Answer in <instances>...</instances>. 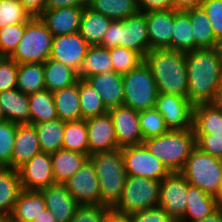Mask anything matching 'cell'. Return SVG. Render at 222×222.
<instances>
[{
	"label": "cell",
	"mask_w": 222,
	"mask_h": 222,
	"mask_svg": "<svg viewBox=\"0 0 222 222\" xmlns=\"http://www.w3.org/2000/svg\"><path fill=\"white\" fill-rule=\"evenodd\" d=\"M16 129V123L0 122V167H11Z\"/></svg>",
	"instance_id": "ee69618b"
},
{
	"label": "cell",
	"mask_w": 222,
	"mask_h": 222,
	"mask_svg": "<svg viewBox=\"0 0 222 222\" xmlns=\"http://www.w3.org/2000/svg\"><path fill=\"white\" fill-rule=\"evenodd\" d=\"M22 191L19 172L11 167H0V216L6 220Z\"/></svg>",
	"instance_id": "484cf974"
},
{
	"label": "cell",
	"mask_w": 222,
	"mask_h": 222,
	"mask_svg": "<svg viewBox=\"0 0 222 222\" xmlns=\"http://www.w3.org/2000/svg\"><path fill=\"white\" fill-rule=\"evenodd\" d=\"M85 80L101 96L107 110L123 105L124 89L122 74L111 71L88 76Z\"/></svg>",
	"instance_id": "d6986e66"
},
{
	"label": "cell",
	"mask_w": 222,
	"mask_h": 222,
	"mask_svg": "<svg viewBox=\"0 0 222 222\" xmlns=\"http://www.w3.org/2000/svg\"><path fill=\"white\" fill-rule=\"evenodd\" d=\"M100 184V205L111 210L121 199L127 178L121 148L89 156Z\"/></svg>",
	"instance_id": "3957f363"
},
{
	"label": "cell",
	"mask_w": 222,
	"mask_h": 222,
	"mask_svg": "<svg viewBox=\"0 0 222 222\" xmlns=\"http://www.w3.org/2000/svg\"><path fill=\"white\" fill-rule=\"evenodd\" d=\"M183 53L195 50V38L189 14L173 9V34L171 45L167 48Z\"/></svg>",
	"instance_id": "1f68e13d"
},
{
	"label": "cell",
	"mask_w": 222,
	"mask_h": 222,
	"mask_svg": "<svg viewBox=\"0 0 222 222\" xmlns=\"http://www.w3.org/2000/svg\"><path fill=\"white\" fill-rule=\"evenodd\" d=\"M188 78L187 98L195 106L211 103L222 83V61L214 49L185 53Z\"/></svg>",
	"instance_id": "6da1fadb"
},
{
	"label": "cell",
	"mask_w": 222,
	"mask_h": 222,
	"mask_svg": "<svg viewBox=\"0 0 222 222\" xmlns=\"http://www.w3.org/2000/svg\"><path fill=\"white\" fill-rule=\"evenodd\" d=\"M198 222H222V210L218 209Z\"/></svg>",
	"instance_id": "680465c9"
},
{
	"label": "cell",
	"mask_w": 222,
	"mask_h": 222,
	"mask_svg": "<svg viewBox=\"0 0 222 222\" xmlns=\"http://www.w3.org/2000/svg\"><path fill=\"white\" fill-rule=\"evenodd\" d=\"M79 99L82 119L108 113L101 96L85 79H79Z\"/></svg>",
	"instance_id": "ab89813d"
},
{
	"label": "cell",
	"mask_w": 222,
	"mask_h": 222,
	"mask_svg": "<svg viewBox=\"0 0 222 222\" xmlns=\"http://www.w3.org/2000/svg\"><path fill=\"white\" fill-rule=\"evenodd\" d=\"M32 222H56L54 215L48 210L41 212Z\"/></svg>",
	"instance_id": "6f0895ef"
},
{
	"label": "cell",
	"mask_w": 222,
	"mask_h": 222,
	"mask_svg": "<svg viewBox=\"0 0 222 222\" xmlns=\"http://www.w3.org/2000/svg\"><path fill=\"white\" fill-rule=\"evenodd\" d=\"M0 105L5 120L16 124L30 123L28 95L17 88L0 92Z\"/></svg>",
	"instance_id": "d4e9b609"
},
{
	"label": "cell",
	"mask_w": 222,
	"mask_h": 222,
	"mask_svg": "<svg viewBox=\"0 0 222 222\" xmlns=\"http://www.w3.org/2000/svg\"><path fill=\"white\" fill-rule=\"evenodd\" d=\"M32 17L19 0H0V28L27 23Z\"/></svg>",
	"instance_id": "b9f144b4"
},
{
	"label": "cell",
	"mask_w": 222,
	"mask_h": 222,
	"mask_svg": "<svg viewBox=\"0 0 222 222\" xmlns=\"http://www.w3.org/2000/svg\"><path fill=\"white\" fill-rule=\"evenodd\" d=\"M139 12H153L174 9L172 0H137Z\"/></svg>",
	"instance_id": "816d5d0a"
},
{
	"label": "cell",
	"mask_w": 222,
	"mask_h": 222,
	"mask_svg": "<svg viewBox=\"0 0 222 222\" xmlns=\"http://www.w3.org/2000/svg\"><path fill=\"white\" fill-rule=\"evenodd\" d=\"M188 201L183 217L178 222H198L218 210L215 197L187 182Z\"/></svg>",
	"instance_id": "603a6c76"
},
{
	"label": "cell",
	"mask_w": 222,
	"mask_h": 222,
	"mask_svg": "<svg viewBox=\"0 0 222 222\" xmlns=\"http://www.w3.org/2000/svg\"><path fill=\"white\" fill-rule=\"evenodd\" d=\"M45 200L40 191L22 190L7 222H32L46 210Z\"/></svg>",
	"instance_id": "cb8c5ba5"
},
{
	"label": "cell",
	"mask_w": 222,
	"mask_h": 222,
	"mask_svg": "<svg viewBox=\"0 0 222 222\" xmlns=\"http://www.w3.org/2000/svg\"><path fill=\"white\" fill-rule=\"evenodd\" d=\"M127 175L162 181L171 172L142 144L121 148Z\"/></svg>",
	"instance_id": "30bf717a"
},
{
	"label": "cell",
	"mask_w": 222,
	"mask_h": 222,
	"mask_svg": "<svg viewBox=\"0 0 222 222\" xmlns=\"http://www.w3.org/2000/svg\"><path fill=\"white\" fill-rule=\"evenodd\" d=\"M159 93L187 97L188 78L185 53L171 49H152L144 57Z\"/></svg>",
	"instance_id": "7a4b0ae2"
},
{
	"label": "cell",
	"mask_w": 222,
	"mask_h": 222,
	"mask_svg": "<svg viewBox=\"0 0 222 222\" xmlns=\"http://www.w3.org/2000/svg\"><path fill=\"white\" fill-rule=\"evenodd\" d=\"M149 36V51L168 48L172 42L173 9L146 12Z\"/></svg>",
	"instance_id": "7402d4cb"
},
{
	"label": "cell",
	"mask_w": 222,
	"mask_h": 222,
	"mask_svg": "<svg viewBox=\"0 0 222 222\" xmlns=\"http://www.w3.org/2000/svg\"><path fill=\"white\" fill-rule=\"evenodd\" d=\"M89 0H46L44 10L60 9L66 7H87Z\"/></svg>",
	"instance_id": "f5cc1de1"
},
{
	"label": "cell",
	"mask_w": 222,
	"mask_h": 222,
	"mask_svg": "<svg viewBox=\"0 0 222 222\" xmlns=\"http://www.w3.org/2000/svg\"><path fill=\"white\" fill-rule=\"evenodd\" d=\"M45 89L54 92L75 84L77 72L71 67L48 58L43 63Z\"/></svg>",
	"instance_id": "f546056e"
},
{
	"label": "cell",
	"mask_w": 222,
	"mask_h": 222,
	"mask_svg": "<svg viewBox=\"0 0 222 222\" xmlns=\"http://www.w3.org/2000/svg\"><path fill=\"white\" fill-rule=\"evenodd\" d=\"M22 190L40 191L55 184L51 154L39 152L18 169Z\"/></svg>",
	"instance_id": "5bb4252c"
},
{
	"label": "cell",
	"mask_w": 222,
	"mask_h": 222,
	"mask_svg": "<svg viewBox=\"0 0 222 222\" xmlns=\"http://www.w3.org/2000/svg\"><path fill=\"white\" fill-rule=\"evenodd\" d=\"M89 46L78 32L57 36L53 38L49 58L64 63L78 72Z\"/></svg>",
	"instance_id": "2e32d148"
},
{
	"label": "cell",
	"mask_w": 222,
	"mask_h": 222,
	"mask_svg": "<svg viewBox=\"0 0 222 222\" xmlns=\"http://www.w3.org/2000/svg\"><path fill=\"white\" fill-rule=\"evenodd\" d=\"M40 192L46 208L54 215L56 222H69L80 206L64 184L55 183L41 189Z\"/></svg>",
	"instance_id": "ac0fdd59"
},
{
	"label": "cell",
	"mask_w": 222,
	"mask_h": 222,
	"mask_svg": "<svg viewBox=\"0 0 222 222\" xmlns=\"http://www.w3.org/2000/svg\"><path fill=\"white\" fill-rule=\"evenodd\" d=\"M111 21L112 19L85 7L80 18L78 33L90 46L100 45Z\"/></svg>",
	"instance_id": "f1b7e54d"
},
{
	"label": "cell",
	"mask_w": 222,
	"mask_h": 222,
	"mask_svg": "<svg viewBox=\"0 0 222 222\" xmlns=\"http://www.w3.org/2000/svg\"><path fill=\"white\" fill-rule=\"evenodd\" d=\"M62 148L86 154L89 157L87 125L85 119L65 122Z\"/></svg>",
	"instance_id": "f35d334b"
},
{
	"label": "cell",
	"mask_w": 222,
	"mask_h": 222,
	"mask_svg": "<svg viewBox=\"0 0 222 222\" xmlns=\"http://www.w3.org/2000/svg\"><path fill=\"white\" fill-rule=\"evenodd\" d=\"M0 222H7L6 219L4 217L0 216Z\"/></svg>",
	"instance_id": "e7e4bbea"
},
{
	"label": "cell",
	"mask_w": 222,
	"mask_h": 222,
	"mask_svg": "<svg viewBox=\"0 0 222 222\" xmlns=\"http://www.w3.org/2000/svg\"><path fill=\"white\" fill-rule=\"evenodd\" d=\"M215 200L217 202L218 209L222 210V186L219 189V192L216 195Z\"/></svg>",
	"instance_id": "6125c7cd"
},
{
	"label": "cell",
	"mask_w": 222,
	"mask_h": 222,
	"mask_svg": "<svg viewBox=\"0 0 222 222\" xmlns=\"http://www.w3.org/2000/svg\"><path fill=\"white\" fill-rule=\"evenodd\" d=\"M196 147L222 160V134H194Z\"/></svg>",
	"instance_id": "c3c4849f"
},
{
	"label": "cell",
	"mask_w": 222,
	"mask_h": 222,
	"mask_svg": "<svg viewBox=\"0 0 222 222\" xmlns=\"http://www.w3.org/2000/svg\"><path fill=\"white\" fill-rule=\"evenodd\" d=\"M105 222H132L129 215L119 214L110 210Z\"/></svg>",
	"instance_id": "9f6ffc18"
},
{
	"label": "cell",
	"mask_w": 222,
	"mask_h": 222,
	"mask_svg": "<svg viewBox=\"0 0 222 222\" xmlns=\"http://www.w3.org/2000/svg\"><path fill=\"white\" fill-rule=\"evenodd\" d=\"M174 10L176 11H187L190 9L201 7L203 0H172Z\"/></svg>",
	"instance_id": "11a10c76"
},
{
	"label": "cell",
	"mask_w": 222,
	"mask_h": 222,
	"mask_svg": "<svg viewBox=\"0 0 222 222\" xmlns=\"http://www.w3.org/2000/svg\"><path fill=\"white\" fill-rule=\"evenodd\" d=\"M89 156L96 152L115 150L118 147L114 125L109 113L85 119Z\"/></svg>",
	"instance_id": "e0dca14e"
},
{
	"label": "cell",
	"mask_w": 222,
	"mask_h": 222,
	"mask_svg": "<svg viewBox=\"0 0 222 222\" xmlns=\"http://www.w3.org/2000/svg\"><path fill=\"white\" fill-rule=\"evenodd\" d=\"M30 123L37 124L58 119L53 92L46 89L28 95Z\"/></svg>",
	"instance_id": "e575fe53"
},
{
	"label": "cell",
	"mask_w": 222,
	"mask_h": 222,
	"mask_svg": "<svg viewBox=\"0 0 222 222\" xmlns=\"http://www.w3.org/2000/svg\"><path fill=\"white\" fill-rule=\"evenodd\" d=\"M112 118L119 148L144 142L139 125V112L121 105L108 110Z\"/></svg>",
	"instance_id": "9a60e30c"
},
{
	"label": "cell",
	"mask_w": 222,
	"mask_h": 222,
	"mask_svg": "<svg viewBox=\"0 0 222 222\" xmlns=\"http://www.w3.org/2000/svg\"><path fill=\"white\" fill-rule=\"evenodd\" d=\"M193 29L196 49H212L215 46L216 38L212 25L202 7L186 11Z\"/></svg>",
	"instance_id": "d590c367"
},
{
	"label": "cell",
	"mask_w": 222,
	"mask_h": 222,
	"mask_svg": "<svg viewBox=\"0 0 222 222\" xmlns=\"http://www.w3.org/2000/svg\"><path fill=\"white\" fill-rule=\"evenodd\" d=\"M45 1L46 0H19L32 16H39L44 11Z\"/></svg>",
	"instance_id": "db71d44e"
},
{
	"label": "cell",
	"mask_w": 222,
	"mask_h": 222,
	"mask_svg": "<svg viewBox=\"0 0 222 222\" xmlns=\"http://www.w3.org/2000/svg\"><path fill=\"white\" fill-rule=\"evenodd\" d=\"M54 36L39 16H33L27 23L21 41L10 56L17 64L44 63L51 54Z\"/></svg>",
	"instance_id": "52a82bcc"
},
{
	"label": "cell",
	"mask_w": 222,
	"mask_h": 222,
	"mask_svg": "<svg viewBox=\"0 0 222 222\" xmlns=\"http://www.w3.org/2000/svg\"><path fill=\"white\" fill-rule=\"evenodd\" d=\"M160 198V181L127 175L121 199L112 209L129 215L152 207H157Z\"/></svg>",
	"instance_id": "9c48e42d"
},
{
	"label": "cell",
	"mask_w": 222,
	"mask_h": 222,
	"mask_svg": "<svg viewBox=\"0 0 222 222\" xmlns=\"http://www.w3.org/2000/svg\"><path fill=\"white\" fill-rule=\"evenodd\" d=\"M123 105L136 111L154 108L158 98V88L149 66L143 61L130 72L123 74Z\"/></svg>",
	"instance_id": "ba28073f"
},
{
	"label": "cell",
	"mask_w": 222,
	"mask_h": 222,
	"mask_svg": "<svg viewBox=\"0 0 222 222\" xmlns=\"http://www.w3.org/2000/svg\"><path fill=\"white\" fill-rule=\"evenodd\" d=\"M222 113V84L216 91L215 98L211 102Z\"/></svg>",
	"instance_id": "91938a15"
},
{
	"label": "cell",
	"mask_w": 222,
	"mask_h": 222,
	"mask_svg": "<svg viewBox=\"0 0 222 222\" xmlns=\"http://www.w3.org/2000/svg\"><path fill=\"white\" fill-rule=\"evenodd\" d=\"M83 7L44 10L40 19L54 37L78 32Z\"/></svg>",
	"instance_id": "ffe728a7"
},
{
	"label": "cell",
	"mask_w": 222,
	"mask_h": 222,
	"mask_svg": "<svg viewBox=\"0 0 222 222\" xmlns=\"http://www.w3.org/2000/svg\"><path fill=\"white\" fill-rule=\"evenodd\" d=\"M114 71L110 57V49L99 45L89 46L82 65L77 72L78 79H86L106 72Z\"/></svg>",
	"instance_id": "d6a6232c"
},
{
	"label": "cell",
	"mask_w": 222,
	"mask_h": 222,
	"mask_svg": "<svg viewBox=\"0 0 222 222\" xmlns=\"http://www.w3.org/2000/svg\"><path fill=\"white\" fill-rule=\"evenodd\" d=\"M39 152L41 149L34 124H17L11 168L18 170Z\"/></svg>",
	"instance_id": "44dd1931"
},
{
	"label": "cell",
	"mask_w": 222,
	"mask_h": 222,
	"mask_svg": "<svg viewBox=\"0 0 222 222\" xmlns=\"http://www.w3.org/2000/svg\"><path fill=\"white\" fill-rule=\"evenodd\" d=\"M104 48L117 46L139 53L143 58L149 52V36L146 15L138 12L124 20H112L99 45Z\"/></svg>",
	"instance_id": "5b68a950"
},
{
	"label": "cell",
	"mask_w": 222,
	"mask_h": 222,
	"mask_svg": "<svg viewBox=\"0 0 222 222\" xmlns=\"http://www.w3.org/2000/svg\"><path fill=\"white\" fill-rule=\"evenodd\" d=\"M110 57L114 72L122 75L130 72L144 61L139 53L120 46L110 49Z\"/></svg>",
	"instance_id": "7bdbcfd3"
},
{
	"label": "cell",
	"mask_w": 222,
	"mask_h": 222,
	"mask_svg": "<svg viewBox=\"0 0 222 222\" xmlns=\"http://www.w3.org/2000/svg\"><path fill=\"white\" fill-rule=\"evenodd\" d=\"M188 184L198 187L213 197L222 186V160L195 147L180 172Z\"/></svg>",
	"instance_id": "8992f818"
},
{
	"label": "cell",
	"mask_w": 222,
	"mask_h": 222,
	"mask_svg": "<svg viewBox=\"0 0 222 222\" xmlns=\"http://www.w3.org/2000/svg\"><path fill=\"white\" fill-rule=\"evenodd\" d=\"M25 23L0 28V56L10 57L21 41Z\"/></svg>",
	"instance_id": "f6af8a7d"
},
{
	"label": "cell",
	"mask_w": 222,
	"mask_h": 222,
	"mask_svg": "<svg viewBox=\"0 0 222 222\" xmlns=\"http://www.w3.org/2000/svg\"><path fill=\"white\" fill-rule=\"evenodd\" d=\"M87 7L112 20H124L139 12L137 0H89Z\"/></svg>",
	"instance_id": "8d00e7d4"
},
{
	"label": "cell",
	"mask_w": 222,
	"mask_h": 222,
	"mask_svg": "<svg viewBox=\"0 0 222 222\" xmlns=\"http://www.w3.org/2000/svg\"><path fill=\"white\" fill-rule=\"evenodd\" d=\"M89 159L86 154L60 149L51 154L52 173L55 183L64 184Z\"/></svg>",
	"instance_id": "4316f807"
},
{
	"label": "cell",
	"mask_w": 222,
	"mask_h": 222,
	"mask_svg": "<svg viewBox=\"0 0 222 222\" xmlns=\"http://www.w3.org/2000/svg\"><path fill=\"white\" fill-rule=\"evenodd\" d=\"M2 121H5V117H4V113H3L2 107L0 105V122H2Z\"/></svg>",
	"instance_id": "be15d7a7"
},
{
	"label": "cell",
	"mask_w": 222,
	"mask_h": 222,
	"mask_svg": "<svg viewBox=\"0 0 222 222\" xmlns=\"http://www.w3.org/2000/svg\"><path fill=\"white\" fill-rule=\"evenodd\" d=\"M64 185L80 205H100V184L89 159Z\"/></svg>",
	"instance_id": "4fadbf2b"
},
{
	"label": "cell",
	"mask_w": 222,
	"mask_h": 222,
	"mask_svg": "<svg viewBox=\"0 0 222 222\" xmlns=\"http://www.w3.org/2000/svg\"><path fill=\"white\" fill-rule=\"evenodd\" d=\"M53 98L59 119L65 122L82 119L79 99V79L69 87L54 91Z\"/></svg>",
	"instance_id": "83f0119b"
},
{
	"label": "cell",
	"mask_w": 222,
	"mask_h": 222,
	"mask_svg": "<svg viewBox=\"0 0 222 222\" xmlns=\"http://www.w3.org/2000/svg\"><path fill=\"white\" fill-rule=\"evenodd\" d=\"M201 7L212 25L215 38H219L222 36V0H203Z\"/></svg>",
	"instance_id": "681fc988"
},
{
	"label": "cell",
	"mask_w": 222,
	"mask_h": 222,
	"mask_svg": "<svg viewBox=\"0 0 222 222\" xmlns=\"http://www.w3.org/2000/svg\"><path fill=\"white\" fill-rule=\"evenodd\" d=\"M144 145L168 170L181 172L196 147L193 128L187 130H169L161 136L144 140Z\"/></svg>",
	"instance_id": "277c9868"
},
{
	"label": "cell",
	"mask_w": 222,
	"mask_h": 222,
	"mask_svg": "<svg viewBox=\"0 0 222 222\" xmlns=\"http://www.w3.org/2000/svg\"><path fill=\"white\" fill-rule=\"evenodd\" d=\"M18 76V64L10 57L0 58V92L15 89Z\"/></svg>",
	"instance_id": "7dc6e473"
},
{
	"label": "cell",
	"mask_w": 222,
	"mask_h": 222,
	"mask_svg": "<svg viewBox=\"0 0 222 222\" xmlns=\"http://www.w3.org/2000/svg\"><path fill=\"white\" fill-rule=\"evenodd\" d=\"M110 210L101 205H80L69 222H105Z\"/></svg>",
	"instance_id": "bcb514c9"
},
{
	"label": "cell",
	"mask_w": 222,
	"mask_h": 222,
	"mask_svg": "<svg viewBox=\"0 0 222 222\" xmlns=\"http://www.w3.org/2000/svg\"><path fill=\"white\" fill-rule=\"evenodd\" d=\"M132 222H177L162 207H152L129 214Z\"/></svg>",
	"instance_id": "f907efd6"
},
{
	"label": "cell",
	"mask_w": 222,
	"mask_h": 222,
	"mask_svg": "<svg viewBox=\"0 0 222 222\" xmlns=\"http://www.w3.org/2000/svg\"><path fill=\"white\" fill-rule=\"evenodd\" d=\"M155 108L163 116L169 130L192 128L193 105L182 95L159 93Z\"/></svg>",
	"instance_id": "8fae6325"
},
{
	"label": "cell",
	"mask_w": 222,
	"mask_h": 222,
	"mask_svg": "<svg viewBox=\"0 0 222 222\" xmlns=\"http://www.w3.org/2000/svg\"><path fill=\"white\" fill-rule=\"evenodd\" d=\"M194 134H222V113L211 103L193 106Z\"/></svg>",
	"instance_id": "4dcf8cb0"
},
{
	"label": "cell",
	"mask_w": 222,
	"mask_h": 222,
	"mask_svg": "<svg viewBox=\"0 0 222 222\" xmlns=\"http://www.w3.org/2000/svg\"><path fill=\"white\" fill-rule=\"evenodd\" d=\"M213 49L222 61V36L216 39V43Z\"/></svg>",
	"instance_id": "94428289"
},
{
	"label": "cell",
	"mask_w": 222,
	"mask_h": 222,
	"mask_svg": "<svg viewBox=\"0 0 222 222\" xmlns=\"http://www.w3.org/2000/svg\"><path fill=\"white\" fill-rule=\"evenodd\" d=\"M187 198V180L180 172H172L160 182L158 206L177 222L184 215Z\"/></svg>",
	"instance_id": "7c38bea8"
},
{
	"label": "cell",
	"mask_w": 222,
	"mask_h": 222,
	"mask_svg": "<svg viewBox=\"0 0 222 222\" xmlns=\"http://www.w3.org/2000/svg\"><path fill=\"white\" fill-rule=\"evenodd\" d=\"M16 88L27 95L45 89L43 63L18 64Z\"/></svg>",
	"instance_id": "74e56055"
},
{
	"label": "cell",
	"mask_w": 222,
	"mask_h": 222,
	"mask_svg": "<svg viewBox=\"0 0 222 222\" xmlns=\"http://www.w3.org/2000/svg\"><path fill=\"white\" fill-rule=\"evenodd\" d=\"M139 125L143 140L161 136L169 131L163 116L155 107L139 111Z\"/></svg>",
	"instance_id": "60d3db41"
},
{
	"label": "cell",
	"mask_w": 222,
	"mask_h": 222,
	"mask_svg": "<svg viewBox=\"0 0 222 222\" xmlns=\"http://www.w3.org/2000/svg\"><path fill=\"white\" fill-rule=\"evenodd\" d=\"M41 152L53 154L62 149L65 121L56 119L34 124Z\"/></svg>",
	"instance_id": "836d02e7"
}]
</instances>
